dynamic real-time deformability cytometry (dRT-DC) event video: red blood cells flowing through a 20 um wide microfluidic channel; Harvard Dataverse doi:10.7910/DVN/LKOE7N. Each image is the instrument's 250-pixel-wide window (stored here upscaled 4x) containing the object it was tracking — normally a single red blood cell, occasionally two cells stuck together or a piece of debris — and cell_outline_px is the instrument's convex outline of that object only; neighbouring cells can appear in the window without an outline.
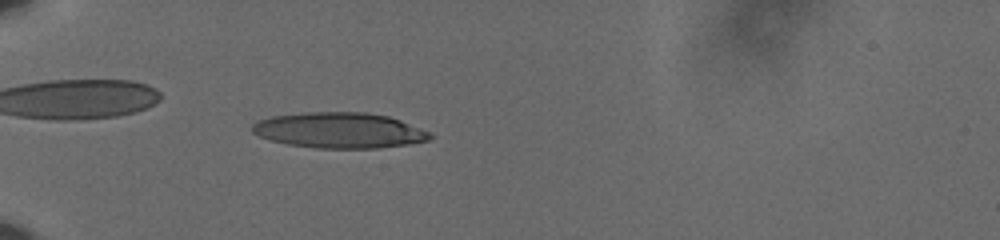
{"species": "human", "species_latin": "Homo sapiens", "temperature_condition": "cold", "stored_images_in_passage": 54, "camera_frame_rate_fps": 3000, "um_per_image_px": 0.085, "donor": {"sex": "male"}, "frame": {"image": 1, "passage_image": 15, "time_ms": 4.667, "image_size_px": [1000, 240], "cell_outline_px": [[432, 140], [408, 144], [376, 148], [316, 148], [288, 144], [272, 140], [260, 136], [252, 132], [252, 124], [260, 120], [272, 116], [304, 112], [364, 112], [388, 116], [400, 120], [432, 132]], "centroid_in_image_um": [28.88, 11.07], "position_along_channel_um": 56.1, "area_um2": 36.88}}
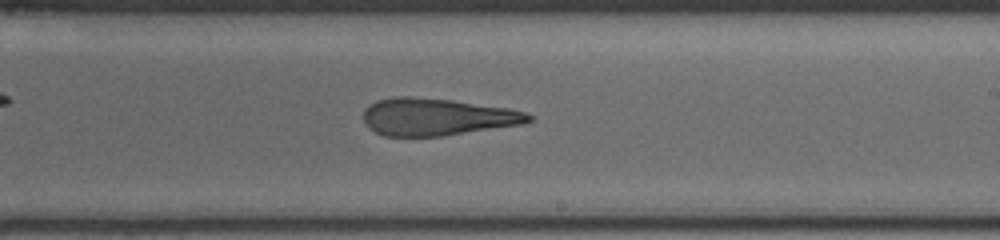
{"frame": {"image": 2, "passage_image": 33, "time_ms": 10.667, "image_size_px": [1000, 240], "cell_outline_px": [[532, 120], [524, 124], [444, 136], [384, 136], [368, 128], [364, 124], [364, 108], [368, 104], [376, 100], [396, 96], [408, 96], [452, 100], [508, 108], [528, 112], [532, 116]], "centroid_in_image_um": [37.13, 9.93], "position_along_channel_um": 251.9, "area_um2": 36.18}}
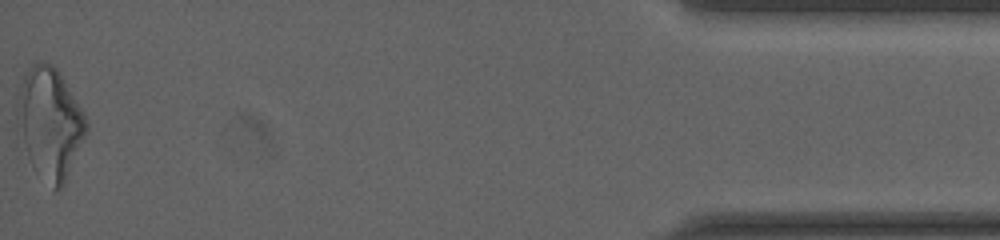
{"frame": {"image": 3, "passage_image": 54, "time_ms": 17.667, "image_size_px": [1000, 240], "cell_outline_px": [[88, 128], [64, 184], [60, 188], [56, 188], [36, 172], [32, 168], [16, 132], [16, 100], [24, 72], [36, 60], [44, 60], [52, 64], [56, 68], [80, 108], [88, 124]], "centroid_in_image_um": [4.16, 10.42], "position_along_channel_um": 431.0, "area_um2": 44.51}, "authors_computed_cell_mechanics": {"area_um2": 36.8186, "velocity_mm_per_s": 3.6365, "shape_relaxation_time_tau1_ms": 8.9935, "shape_relaxation_time_tau2_ms": 4.1348, "deformation_change_tau1": 0.2589, "deformation_change_tau2": 0.1735}}